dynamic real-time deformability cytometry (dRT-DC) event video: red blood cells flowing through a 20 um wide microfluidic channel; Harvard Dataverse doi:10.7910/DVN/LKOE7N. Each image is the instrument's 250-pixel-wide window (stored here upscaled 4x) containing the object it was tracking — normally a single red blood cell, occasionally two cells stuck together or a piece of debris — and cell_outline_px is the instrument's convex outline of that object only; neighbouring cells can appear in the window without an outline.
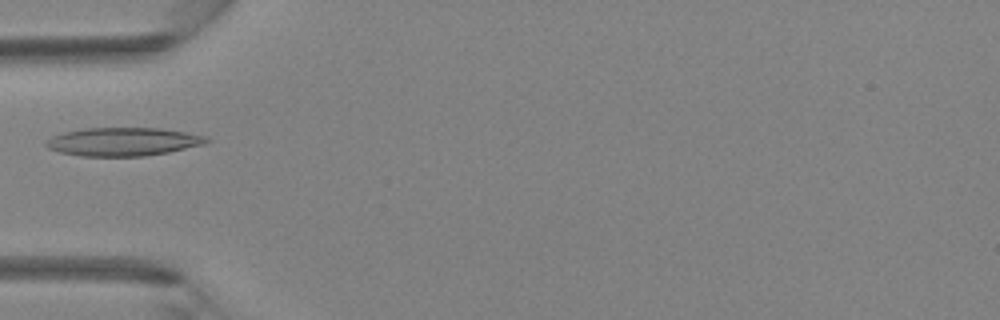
{"species": "Egyptian fruit bat (a non-hibernating species)", "species_latin": "Rousettus aegyptiacus", "temperature_condition": "room temperature", "stored_images_in_passage": 5, "camera_frame_rate_fps": 3000, "um_per_image_px": 0.085, "animal": {"sex": "female"}, "frame": {"image": 1, "passage_image": 5, "time_ms": 1.333, "image_size_px": [1000, 320], "cell_outline_px": [[212, 140], [204, 144], [168, 152], [144, 156], [80, 156], [60, 152], [48, 148], [44, 144], [44, 140], [52, 136], [64, 132], [84, 128], [160, 128], [208, 136]], "centroid_in_image_um": [10.45, 12.04], "position_along_channel_um": 74.6, "area_um2": 26.59}}